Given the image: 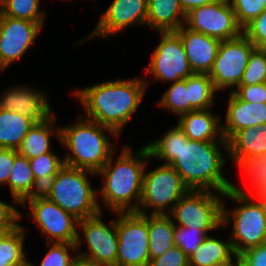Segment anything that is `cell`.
Segmentation results:
<instances>
[{
	"label": "cell",
	"mask_w": 266,
	"mask_h": 266,
	"mask_svg": "<svg viewBox=\"0 0 266 266\" xmlns=\"http://www.w3.org/2000/svg\"><path fill=\"white\" fill-rule=\"evenodd\" d=\"M29 162L35 182L42 190L65 166L64 159H60L53 152L31 158Z\"/></svg>",
	"instance_id": "1f68e13d"
},
{
	"label": "cell",
	"mask_w": 266,
	"mask_h": 266,
	"mask_svg": "<svg viewBox=\"0 0 266 266\" xmlns=\"http://www.w3.org/2000/svg\"><path fill=\"white\" fill-rule=\"evenodd\" d=\"M225 124L222 133L227 141L236 131L266 124V103H249L241 101L230 91Z\"/></svg>",
	"instance_id": "d6986e66"
},
{
	"label": "cell",
	"mask_w": 266,
	"mask_h": 266,
	"mask_svg": "<svg viewBox=\"0 0 266 266\" xmlns=\"http://www.w3.org/2000/svg\"><path fill=\"white\" fill-rule=\"evenodd\" d=\"M255 48L243 33L237 38L220 42L213 67L208 74L217 91L238 87Z\"/></svg>",
	"instance_id": "8fae6325"
},
{
	"label": "cell",
	"mask_w": 266,
	"mask_h": 266,
	"mask_svg": "<svg viewBox=\"0 0 266 266\" xmlns=\"http://www.w3.org/2000/svg\"><path fill=\"white\" fill-rule=\"evenodd\" d=\"M175 33L181 38L183 47L193 73L209 74L211 71L220 40L181 26Z\"/></svg>",
	"instance_id": "ac0fdd59"
},
{
	"label": "cell",
	"mask_w": 266,
	"mask_h": 266,
	"mask_svg": "<svg viewBox=\"0 0 266 266\" xmlns=\"http://www.w3.org/2000/svg\"><path fill=\"white\" fill-rule=\"evenodd\" d=\"M214 1L216 0H179L185 13H188L193 8L204 6Z\"/></svg>",
	"instance_id": "ee69618b"
},
{
	"label": "cell",
	"mask_w": 266,
	"mask_h": 266,
	"mask_svg": "<svg viewBox=\"0 0 266 266\" xmlns=\"http://www.w3.org/2000/svg\"><path fill=\"white\" fill-rule=\"evenodd\" d=\"M25 229L21 224L0 235V266H13L27 257L24 252Z\"/></svg>",
	"instance_id": "f1b7e54d"
},
{
	"label": "cell",
	"mask_w": 266,
	"mask_h": 266,
	"mask_svg": "<svg viewBox=\"0 0 266 266\" xmlns=\"http://www.w3.org/2000/svg\"><path fill=\"white\" fill-rule=\"evenodd\" d=\"M8 185L14 204H22L27 198L43 191L35 182L29 159L19 154L15 157Z\"/></svg>",
	"instance_id": "603a6c76"
},
{
	"label": "cell",
	"mask_w": 266,
	"mask_h": 266,
	"mask_svg": "<svg viewBox=\"0 0 266 266\" xmlns=\"http://www.w3.org/2000/svg\"><path fill=\"white\" fill-rule=\"evenodd\" d=\"M114 154L97 173L104 177L98 193L114 213L136 212L142 196L144 169L150 159L148 148L144 145L134 152L125 146L115 161Z\"/></svg>",
	"instance_id": "3957f363"
},
{
	"label": "cell",
	"mask_w": 266,
	"mask_h": 266,
	"mask_svg": "<svg viewBox=\"0 0 266 266\" xmlns=\"http://www.w3.org/2000/svg\"><path fill=\"white\" fill-rule=\"evenodd\" d=\"M210 109L194 110L178 117L177 125L189 140L226 141L220 123L222 121Z\"/></svg>",
	"instance_id": "ffe728a7"
},
{
	"label": "cell",
	"mask_w": 266,
	"mask_h": 266,
	"mask_svg": "<svg viewBox=\"0 0 266 266\" xmlns=\"http://www.w3.org/2000/svg\"><path fill=\"white\" fill-rule=\"evenodd\" d=\"M117 266H148V214L116 212Z\"/></svg>",
	"instance_id": "30bf717a"
},
{
	"label": "cell",
	"mask_w": 266,
	"mask_h": 266,
	"mask_svg": "<svg viewBox=\"0 0 266 266\" xmlns=\"http://www.w3.org/2000/svg\"><path fill=\"white\" fill-rule=\"evenodd\" d=\"M224 197L242 205L228 211L223 202V227L232 222L231 242L236 254H241L248 248L266 243V210L257 199L252 200L245 189L234 184ZM230 212V213H229ZM230 217L232 220L230 221Z\"/></svg>",
	"instance_id": "8992f818"
},
{
	"label": "cell",
	"mask_w": 266,
	"mask_h": 266,
	"mask_svg": "<svg viewBox=\"0 0 266 266\" xmlns=\"http://www.w3.org/2000/svg\"><path fill=\"white\" fill-rule=\"evenodd\" d=\"M207 235L202 230L187 227H176L174 229V243L189 258L199 248Z\"/></svg>",
	"instance_id": "8d00e7d4"
},
{
	"label": "cell",
	"mask_w": 266,
	"mask_h": 266,
	"mask_svg": "<svg viewBox=\"0 0 266 266\" xmlns=\"http://www.w3.org/2000/svg\"><path fill=\"white\" fill-rule=\"evenodd\" d=\"M237 166L243 168L247 173L249 182H251V192L256 193L255 197L266 190V153L245 159Z\"/></svg>",
	"instance_id": "d6a6232c"
},
{
	"label": "cell",
	"mask_w": 266,
	"mask_h": 266,
	"mask_svg": "<svg viewBox=\"0 0 266 266\" xmlns=\"http://www.w3.org/2000/svg\"><path fill=\"white\" fill-rule=\"evenodd\" d=\"M45 93L29 87L15 86L2 93L0 109L13 111L31 118L36 122H45L53 115L51 105Z\"/></svg>",
	"instance_id": "e0dca14e"
},
{
	"label": "cell",
	"mask_w": 266,
	"mask_h": 266,
	"mask_svg": "<svg viewBox=\"0 0 266 266\" xmlns=\"http://www.w3.org/2000/svg\"><path fill=\"white\" fill-rule=\"evenodd\" d=\"M218 194V195H217ZM210 190H189L173 207L169 215L178 222L176 227L210 231L223 227L225 193Z\"/></svg>",
	"instance_id": "52a82bcc"
},
{
	"label": "cell",
	"mask_w": 266,
	"mask_h": 266,
	"mask_svg": "<svg viewBox=\"0 0 266 266\" xmlns=\"http://www.w3.org/2000/svg\"><path fill=\"white\" fill-rule=\"evenodd\" d=\"M103 211L78 221L88 245V251L77 256L104 266H117L118 236L116 219L106 224L101 219Z\"/></svg>",
	"instance_id": "5bb4252c"
},
{
	"label": "cell",
	"mask_w": 266,
	"mask_h": 266,
	"mask_svg": "<svg viewBox=\"0 0 266 266\" xmlns=\"http://www.w3.org/2000/svg\"><path fill=\"white\" fill-rule=\"evenodd\" d=\"M240 255L251 266H266V243L248 248Z\"/></svg>",
	"instance_id": "7bdbcfd3"
},
{
	"label": "cell",
	"mask_w": 266,
	"mask_h": 266,
	"mask_svg": "<svg viewBox=\"0 0 266 266\" xmlns=\"http://www.w3.org/2000/svg\"><path fill=\"white\" fill-rule=\"evenodd\" d=\"M187 87H190V112L213 108L217 90L208 74L194 73L187 77Z\"/></svg>",
	"instance_id": "83f0119b"
},
{
	"label": "cell",
	"mask_w": 266,
	"mask_h": 266,
	"mask_svg": "<svg viewBox=\"0 0 266 266\" xmlns=\"http://www.w3.org/2000/svg\"><path fill=\"white\" fill-rule=\"evenodd\" d=\"M148 87V81L140 78L107 81L74 94L87 111V118L112 128L119 135L139 107Z\"/></svg>",
	"instance_id": "7a4b0ae2"
},
{
	"label": "cell",
	"mask_w": 266,
	"mask_h": 266,
	"mask_svg": "<svg viewBox=\"0 0 266 266\" xmlns=\"http://www.w3.org/2000/svg\"><path fill=\"white\" fill-rule=\"evenodd\" d=\"M158 106L178 115L190 112V87L187 78L173 82L158 101Z\"/></svg>",
	"instance_id": "f546056e"
},
{
	"label": "cell",
	"mask_w": 266,
	"mask_h": 266,
	"mask_svg": "<svg viewBox=\"0 0 266 266\" xmlns=\"http://www.w3.org/2000/svg\"><path fill=\"white\" fill-rule=\"evenodd\" d=\"M228 155L237 165L266 153V124L236 131L228 140Z\"/></svg>",
	"instance_id": "44dd1931"
},
{
	"label": "cell",
	"mask_w": 266,
	"mask_h": 266,
	"mask_svg": "<svg viewBox=\"0 0 266 266\" xmlns=\"http://www.w3.org/2000/svg\"><path fill=\"white\" fill-rule=\"evenodd\" d=\"M179 0H148L147 25L159 32H175L185 24Z\"/></svg>",
	"instance_id": "7402d4cb"
},
{
	"label": "cell",
	"mask_w": 266,
	"mask_h": 266,
	"mask_svg": "<svg viewBox=\"0 0 266 266\" xmlns=\"http://www.w3.org/2000/svg\"><path fill=\"white\" fill-rule=\"evenodd\" d=\"M207 235L189 259V266H218L234 259L237 255L231 240L221 241Z\"/></svg>",
	"instance_id": "d4e9b609"
},
{
	"label": "cell",
	"mask_w": 266,
	"mask_h": 266,
	"mask_svg": "<svg viewBox=\"0 0 266 266\" xmlns=\"http://www.w3.org/2000/svg\"><path fill=\"white\" fill-rule=\"evenodd\" d=\"M21 218L22 214L16 209V206L0 200V230L2 232H9L17 228Z\"/></svg>",
	"instance_id": "ab89813d"
},
{
	"label": "cell",
	"mask_w": 266,
	"mask_h": 266,
	"mask_svg": "<svg viewBox=\"0 0 266 266\" xmlns=\"http://www.w3.org/2000/svg\"><path fill=\"white\" fill-rule=\"evenodd\" d=\"M174 229L175 222L170 215H148L150 260L175 246Z\"/></svg>",
	"instance_id": "484cf974"
},
{
	"label": "cell",
	"mask_w": 266,
	"mask_h": 266,
	"mask_svg": "<svg viewBox=\"0 0 266 266\" xmlns=\"http://www.w3.org/2000/svg\"><path fill=\"white\" fill-rule=\"evenodd\" d=\"M88 174L97 175L92 171L65 165L43 189L42 194L78 220L97 215L102 212V208L96 199L98 190H93Z\"/></svg>",
	"instance_id": "5b68a950"
},
{
	"label": "cell",
	"mask_w": 266,
	"mask_h": 266,
	"mask_svg": "<svg viewBox=\"0 0 266 266\" xmlns=\"http://www.w3.org/2000/svg\"><path fill=\"white\" fill-rule=\"evenodd\" d=\"M13 266H34L30 261H28L27 257L24 258L21 262L14 264Z\"/></svg>",
	"instance_id": "c3c4849f"
},
{
	"label": "cell",
	"mask_w": 266,
	"mask_h": 266,
	"mask_svg": "<svg viewBox=\"0 0 266 266\" xmlns=\"http://www.w3.org/2000/svg\"><path fill=\"white\" fill-rule=\"evenodd\" d=\"M263 205L266 210V190H264L257 198Z\"/></svg>",
	"instance_id": "7dc6e473"
},
{
	"label": "cell",
	"mask_w": 266,
	"mask_h": 266,
	"mask_svg": "<svg viewBox=\"0 0 266 266\" xmlns=\"http://www.w3.org/2000/svg\"><path fill=\"white\" fill-rule=\"evenodd\" d=\"M43 23L3 16L0 13V67L4 70L18 61L35 43Z\"/></svg>",
	"instance_id": "9a60e30c"
},
{
	"label": "cell",
	"mask_w": 266,
	"mask_h": 266,
	"mask_svg": "<svg viewBox=\"0 0 266 266\" xmlns=\"http://www.w3.org/2000/svg\"><path fill=\"white\" fill-rule=\"evenodd\" d=\"M218 266H238V254L235 256L234 260L232 259L231 261L220 264Z\"/></svg>",
	"instance_id": "bcb514c9"
},
{
	"label": "cell",
	"mask_w": 266,
	"mask_h": 266,
	"mask_svg": "<svg viewBox=\"0 0 266 266\" xmlns=\"http://www.w3.org/2000/svg\"><path fill=\"white\" fill-rule=\"evenodd\" d=\"M39 6V0H0V13L14 19L43 23L46 15Z\"/></svg>",
	"instance_id": "4dcf8cb0"
},
{
	"label": "cell",
	"mask_w": 266,
	"mask_h": 266,
	"mask_svg": "<svg viewBox=\"0 0 266 266\" xmlns=\"http://www.w3.org/2000/svg\"><path fill=\"white\" fill-rule=\"evenodd\" d=\"M27 205L31 212L26 215H31V219L38 224L41 234L45 235L46 243L76 244L77 250L80 249L81 236L80 231L76 229L79 221L77 218L65 212L42 193L27 198L21 204L25 209Z\"/></svg>",
	"instance_id": "9c48e42d"
},
{
	"label": "cell",
	"mask_w": 266,
	"mask_h": 266,
	"mask_svg": "<svg viewBox=\"0 0 266 266\" xmlns=\"http://www.w3.org/2000/svg\"><path fill=\"white\" fill-rule=\"evenodd\" d=\"M76 123L60 127V143L71 154L63 157L65 165L98 173L114 153L115 147L108 135L119 137L112 128L80 117Z\"/></svg>",
	"instance_id": "277c9868"
},
{
	"label": "cell",
	"mask_w": 266,
	"mask_h": 266,
	"mask_svg": "<svg viewBox=\"0 0 266 266\" xmlns=\"http://www.w3.org/2000/svg\"><path fill=\"white\" fill-rule=\"evenodd\" d=\"M72 266H104V265L97 264V263L85 260L83 258L77 257Z\"/></svg>",
	"instance_id": "f6af8a7d"
},
{
	"label": "cell",
	"mask_w": 266,
	"mask_h": 266,
	"mask_svg": "<svg viewBox=\"0 0 266 266\" xmlns=\"http://www.w3.org/2000/svg\"><path fill=\"white\" fill-rule=\"evenodd\" d=\"M238 266H251L240 254H238Z\"/></svg>",
	"instance_id": "681fc988"
},
{
	"label": "cell",
	"mask_w": 266,
	"mask_h": 266,
	"mask_svg": "<svg viewBox=\"0 0 266 266\" xmlns=\"http://www.w3.org/2000/svg\"><path fill=\"white\" fill-rule=\"evenodd\" d=\"M55 124L54 116L45 122H36L22 140L18 154L31 159L52 152L50 137L56 133L60 141V126L55 128Z\"/></svg>",
	"instance_id": "cb8c5ba5"
},
{
	"label": "cell",
	"mask_w": 266,
	"mask_h": 266,
	"mask_svg": "<svg viewBox=\"0 0 266 266\" xmlns=\"http://www.w3.org/2000/svg\"><path fill=\"white\" fill-rule=\"evenodd\" d=\"M34 124L31 118L0 109V148L17 150Z\"/></svg>",
	"instance_id": "4316f807"
},
{
	"label": "cell",
	"mask_w": 266,
	"mask_h": 266,
	"mask_svg": "<svg viewBox=\"0 0 266 266\" xmlns=\"http://www.w3.org/2000/svg\"><path fill=\"white\" fill-rule=\"evenodd\" d=\"M18 151L10 148H0V185H8V179L13 168Z\"/></svg>",
	"instance_id": "b9f144b4"
},
{
	"label": "cell",
	"mask_w": 266,
	"mask_h": 266,
	"mask_svg": "<svg viewBox=\"0 0 266 266\" xmlns=\"http://www.w3.org/2000/svg\"><path fill=\"white\" fill-rule=\"evenodd\" d=\"M233 89V90H232ZM231 91L241 100L249 103H266V82L256 85L238 86Z\"/></svg>",
	"instance_id": "f35d334b"
},
{
	"label": "cell",
	"mask_w": 266,
	"mask_h": 266,
	"mask_svg": "<svg viewBox=\"0 0 266 266\" xmlns=\"http://www.w3.org/2000/svg\"><path fill=\"white\" fill-rule=\"evenodd\" d=\"M46 245L49 249L39 266H72L78 257L77 254L73 256L77 253L76 244L49 242Z\"/></svg>",
	"instance_id": "e575fe53"
},
{
	"label": "cell",
	"mask_w": 266,
	"mask_h": 266,
	"mask_svg": "<svg viewBox=\"0 0 266 266\" xmlns=\"http://www.w3.org/2000/svg\"><path fill=\"white\" fill-rule=\"evenodd\" d=\"M148 266H189V259L178 246H174L162 256L150 260Z\"/></svg>",
	"instance_id": "60d3db41"
},
{
	"label": "cell",
	"mask_w": 266,
	"mask_h": 266,
	"mask_svg": "<svg viewBox=\"0 0 266 266\" xmlns=\"http://www.w3.org/2000/svg\"><path fill=\"white\" fill-rule=\"evenodd\" d=\"M150 158L162 159L181 176L189 190H210L226 193L232 182L225 178L222 168L228 152L227 141L189 140L184 131L175 125L159 140L146 144ZM222 148V149H221Z\"/></svg>",
	"instance_id": "6da1fadb"
},
{
	"label": "cell",
	"mask_w": 266,
	"mask_h": 266,
	"mask_svg": "<svg viewBox=\"0 0 266 266\" xmlns=\"http://www.w3.org/2000/svg\"><path fill=\"white\" fill-rule=\"evenodd\" d=\"M185 24L188 29L220 41L237 38L243 33L229 0H216L191 9L186 13Z\"/></svg>",
	"instance_id": "7c38bea8"
},
{
	"label": "cell",
	"mask_w": 266,
	"mask_h": 266,
	"mask_svg": "<svg viewBox=\"0 0 266 266\" xmlns=\"http://www.w3.org/2000/svg\"><path fill=\"white\" fill-rule=\"evenodd\" d=\"M243 34L256 48L266 49V9L243 29Z\"/></svg>",
	"instance_id": "74e56055"
},
{
	"label": "cell",
	"mask_w": 266,
	"mask_h": 266,
	"mask_svg": "<svg viewBox=\"0 0 266 266\" xmlns=\"http://www.w3.org/2000/svg\"><path fill=\"white\" fill-rule=\"evenodd\" d=\"M239 26L244 29L266 9V0H229Z\"/></svg>",
	"instance_id": "d590c367"
},
{
	"label": "cell",
	"mask_w": 266,
	"mask_h": 266,
	"mask_svg": "<svg viewBox=\"0 0 266 266\" xmlns=\"http://www.w3.org/2000/svg\"><path fill=\"white\" fill-rule=\"evenodd\" d=\"M147 10L148 0H113L93 32L79 42L83 43L97 36H112L132 24L147 25Z\"/></svg>",
	"instance_id": "2e32d148"
},
{
	"label": "cell",
	"mask_w": 266,
	"mask_h": 266,
	"mask_svg": "<svg viewBox=\"0 0 266 266\" xmlns=\"http://www.w3.org/2000/svg\"><path fill=\"white\" fill-rule=\"evenodd\" d=\"M266 82V49L255 48L250 54L246 69L238 86Z\"/></svg>",
	"instance_id": "836d02e7"
},
{
	"label": "cell",
	"mask_w": 266,
	"mask_h": 266,
	"mask_svg": "<svg viewBox=\"0 0 266 266\" xmlns=\"http://www.w3.org/2000/svg\"><path fill=\"white\" fill-rule=\"evenodd\" d=\"M146 168L145 166L142 196L136 213L149 214L146 213L145 209L152 208L150 215H167V213H171L174 205L189 191V188L170 165L162 164L152 171L147 170V172L145 171ZM166 209L169 212H166Z\"/></svg>",
	"instance_id": "ba28073f"
},
{
	"label": "cell",
	"mask_w": 266,
	"mask_h": 266,
	"mask_svg": "<svg viewBox=\"0 0 266 266\" xmlns=\"http://www.w3.org/2000/svg\"><path fill=\"white\" fill-rule=\"evenodd\" d=\"M161 40L146 72L158 81L177 82L193 75L181 38L175 32H159Z\"/></svg>",
	"instance_id": "4fadbf2b"
}]
</instances>
